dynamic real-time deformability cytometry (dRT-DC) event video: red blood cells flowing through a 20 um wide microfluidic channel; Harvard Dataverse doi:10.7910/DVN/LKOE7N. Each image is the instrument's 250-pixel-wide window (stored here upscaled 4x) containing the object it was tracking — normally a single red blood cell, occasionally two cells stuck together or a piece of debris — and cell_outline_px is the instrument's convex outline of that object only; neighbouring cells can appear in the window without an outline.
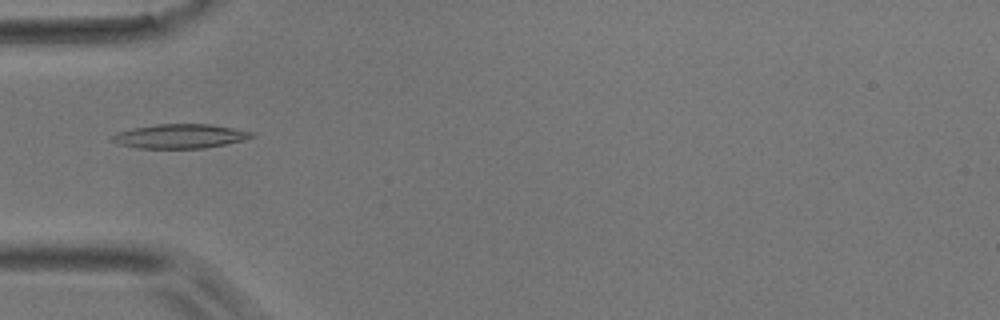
{"species": "common noctule bat (a hibernating species)", "species_latin": "Nyctalus noctula", "temperature_condition": "room temperature", "stored_images_in_passage": 23, "camera_frame_rate_fps": 3000, "um_per_image_px": 0.085, "animal": {"sex": "male", "body_mass_g": 17.9}, "frame": {"image": 1, "passage_image": 2, "time_ms": 0.333, "image_size_px": [1000, 320], "cell_outline_px": [[256, 136], [244, 140], [204, 148], [140, 148], [120, 144], [112, 140], [112, 136], [116, 132], [132, 128], [156, 124], [212, 124], [256, 132]], "centroid_in_image_um": [15.35, 11.56], "position_along_channel_um": 69.6, "area_um2": 19.71}}
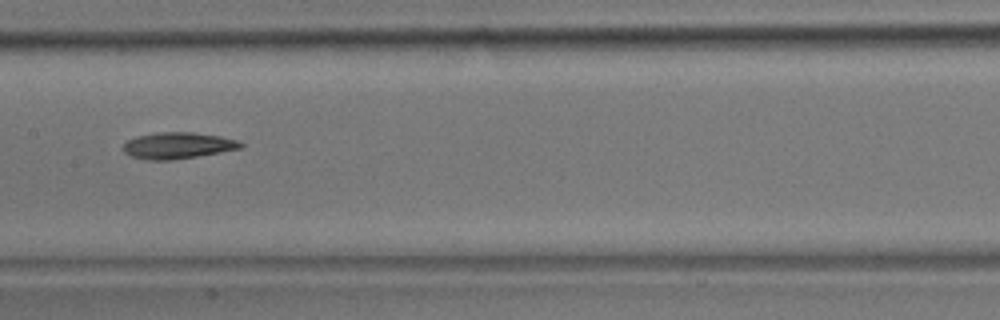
{"frame": {"image": 2, "passage_image": 11, "time_ms": 3.333, "image_size_px": [1000, 320], "cell_outline_px": [[244, 144], [240, 148], [220, 152], [172, 160], [144, 160], [132, 156], [124, 152], [124, 144], [128, 140], [136, 136], [160, 132], [192, 132], [220, 136], [236, 140]], "centroid_in_image_um": [15.09, 12.37], "position_along_channel_um": 192.3, "area_um2": 17.86}}
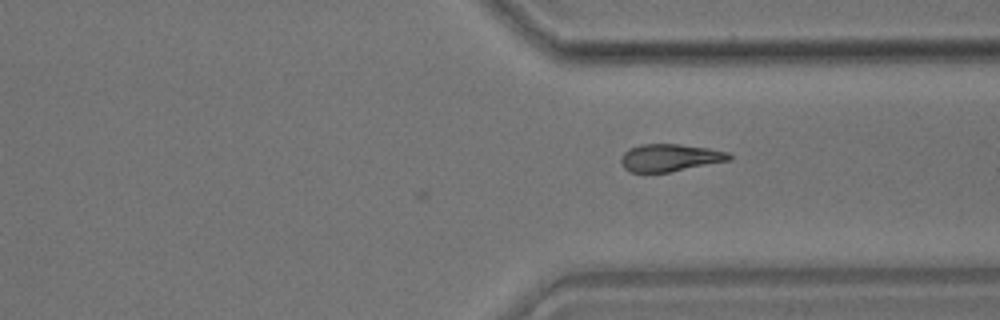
{"frame": {"image": 3, "passage_image": 23, "time_ms": 7.333, "image_size_px": [1000, 320], "cell_outline_px": [[732, 160], [668, 172], [632, 172], [624, 168], [620, 160], [624, 152], [628, 148], [640, 144], [680, 144], [708, 148], [728, 152], [732, 156]], "centroid_in_image_um": [56.94, 13.39], "position_along_channel_um": 354.5, "area_um2": 17.28}}